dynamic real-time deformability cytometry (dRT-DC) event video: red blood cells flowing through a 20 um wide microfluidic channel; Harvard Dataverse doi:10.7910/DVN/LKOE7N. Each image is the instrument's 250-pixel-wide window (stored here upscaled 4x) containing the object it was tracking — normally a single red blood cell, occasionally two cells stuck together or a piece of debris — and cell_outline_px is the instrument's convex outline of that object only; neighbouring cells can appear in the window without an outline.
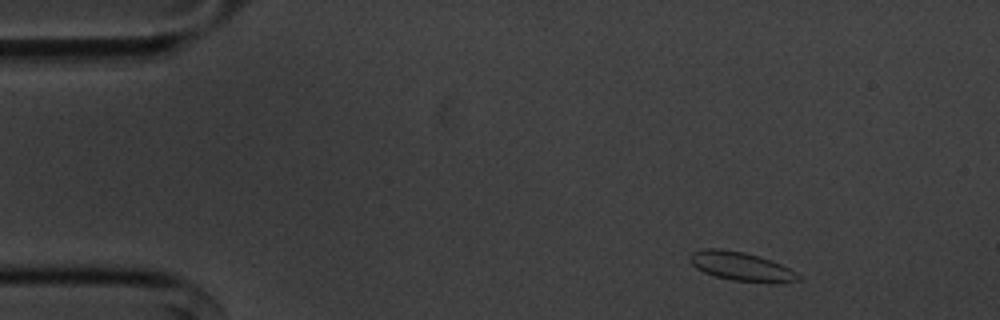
{"species": "common noctule bat (a hibernating species)", "species_latin": "Nyctalus noctula", "temperature_condition": "cold", "stored_images_in_passage": 50, "camera_frame_rate_fps": 3000, "um_per_image_px": 0.085, "animal": {"sex": "male", "body_mass_g": 20.1, "forearm_length_mm": 53.5}, "frame": {"image": 1, "passage_image": 1, "time_ms": 0.0, "image_size_px": [1000, 320], "cell_outline_px": [[804, 280], [732, 280], [716, 276], [704, 272], [696, 268], [688, 260], [688, 256], [692, 252], [704, 248], [720, 248], [744, 252], [760, 256], [772, 260], [796, 272]], "centroid_in_image_um": [62.88, 22.58], "position_along_channel_um": 22.1, "area_um2": 17.57}}
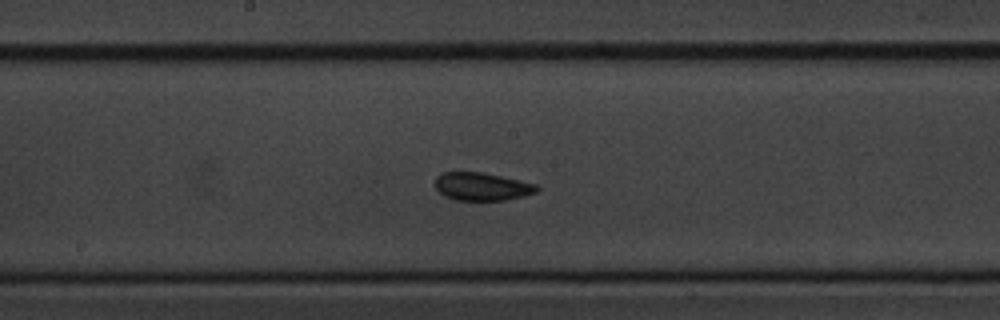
{"frame": {"image": 2, "passage_image": 23, "time_ms": 7.333, "image_size_px": [1000, 320], "cell_outline_px": [[540, 188], [536, 192], [524, 196], [504, 200], [456, 200], [444, 196], [436, 188], [436, 176], [440, 172], [484, 172], [536, 184]], "centroid_in_image_um": [40.96, 15.85], "position_along_channel_um": 207.2, "area_um2": 16.59}}
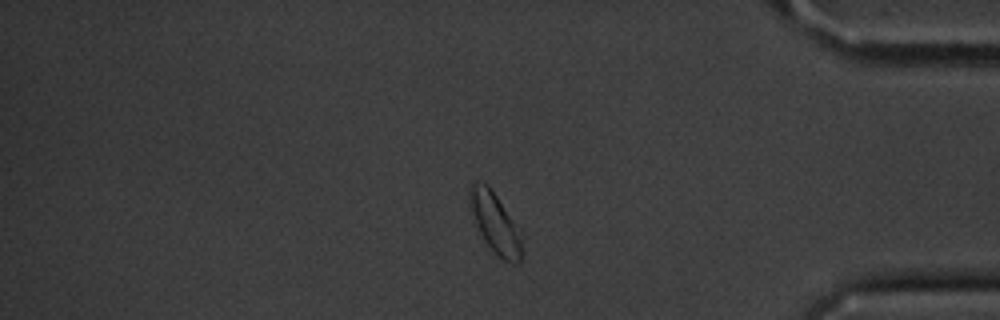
{"frame": {"image": 3, "passage_image": 41, "time_ms": 13.333, "image_size_px": [1000, 320], "cell_outline_px": [[524, 256], [520, 264], [512, 264], [500, 260], [484, 240], [468, 208], [468, 188], [472, 180], [476, 180], [488, 184], [496, 196], [508, 216], [520, 240], [524, 252]], "centroid_in_image_um": [42.01, 18.98], "position_along_channel_um": 393.2, "area_um2": 18.26}, "authors_computed_cell_mechanics": {"area_um2": 17.0799, "velocity_mm_per_s": 3.5438, "shape_relaxation_time_tau1_ms": 2.3047, "shape_relaxation_time_tau2_ms": null, "deformation_change_tau1": 0.0634, "deformation_change_tau2": null}}